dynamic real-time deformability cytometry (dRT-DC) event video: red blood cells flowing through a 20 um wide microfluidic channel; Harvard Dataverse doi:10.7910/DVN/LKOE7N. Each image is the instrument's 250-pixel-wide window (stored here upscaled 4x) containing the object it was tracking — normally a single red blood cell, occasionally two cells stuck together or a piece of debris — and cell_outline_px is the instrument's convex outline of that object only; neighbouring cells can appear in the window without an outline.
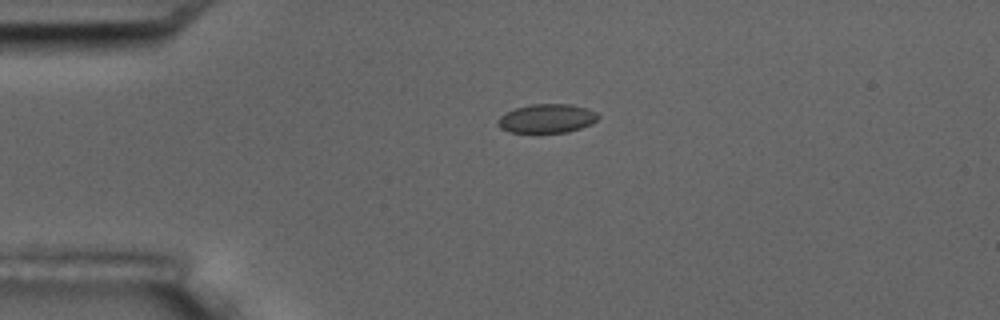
{"species": "common noctule bat (a hibernating species)", "species_latin": "Nyctalus noctula", "temperature_condition": "room temperature", "stored_images_in_passage": 5, "camera_frame_rate_fps": 3000, "um_per_image_px": 0.085, "animal": {"sex": "male", "body_mass_g": 17.5, "forearm_length_mm": 52.3}, "frame": {"image": 1, "passage_image": 3, "time_ms": 3.333, "image_size_px": [1000, 320], "cell_outline_px": [[600, 116], [592, 124], [568, 132], [508, 132], [500, 128], [496, 124], [496, 120], [500, 116], [516, 108], [532, 104], [572, 104], [588, 108], [596, 112]], "centroid_in_image_um": [46.49, 10.07], "position_along_channel_um": 38.5, "area_um2": 16.94}}
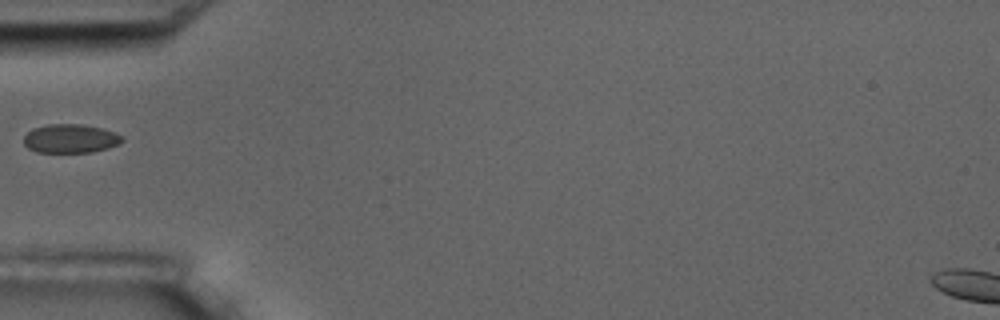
{"frame": {"image": 2, "passage_image": 5, "time_ms": 5.333, "image_size_px": [1000, 320], "cell_outline_px": [[124, 140], [120, 144], [92, 152], [36, 152], [28, 148], [24, 144], [24, 136], [32, 128], [48, 124], [80, 124], [104, 128], [120, 136]], "centroid_in_image_um": [5.96, 11.77], "position_along_channel_um": 79.0, "area_um2": 16.47}}